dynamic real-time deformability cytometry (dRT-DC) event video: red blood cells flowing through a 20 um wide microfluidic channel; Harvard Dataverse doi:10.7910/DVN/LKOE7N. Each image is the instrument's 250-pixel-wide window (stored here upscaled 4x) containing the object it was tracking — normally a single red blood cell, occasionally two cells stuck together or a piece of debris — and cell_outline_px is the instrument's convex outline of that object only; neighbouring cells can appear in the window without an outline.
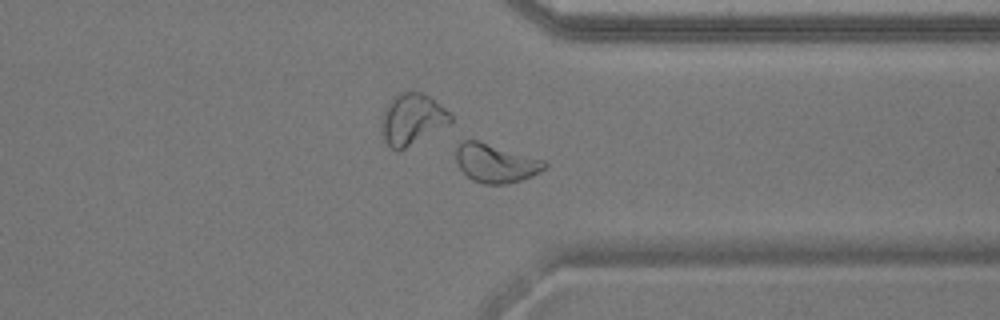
{"species": "common noctule bat (a hibernating species)", "species_latin": "Nyctalus noctula", "temperature_condition": "warm", "stored_images_in_passage": 49, "camera_frame_rate_fps": 3000, "um_per_image_px": 0.085, "animal": {"sex": "male", "body_mass_g": 17.9}, "frame": {"image": 1, "passage_image": 42, "time_ms": 13.667, "image_size_px": [1000, 320], "cell_outline_px": [[548, 164], [540, 172], [532, 176], [508, 184], [484, 184], [472, 180], [460, 168], [456, 160], [456, 148], [460, 140], [476, 140], [544, 160]], "centroid_in_image_um": [42.11, 13.87], "position_along_channel_um": 369.3, "area_um2": 19.77}, "authors_computed_cell_mechanics": {"area_um2": 19.5364, "velocity_mm_per_s": 3.7914, "shape_relaxation_time_tau1_ms": 5.4881, "shape_relaxation_time_tau2_ms": 2.9235, "deformation_change_tau1": 0.1503, "deformation_change_tau2": 0.083}}